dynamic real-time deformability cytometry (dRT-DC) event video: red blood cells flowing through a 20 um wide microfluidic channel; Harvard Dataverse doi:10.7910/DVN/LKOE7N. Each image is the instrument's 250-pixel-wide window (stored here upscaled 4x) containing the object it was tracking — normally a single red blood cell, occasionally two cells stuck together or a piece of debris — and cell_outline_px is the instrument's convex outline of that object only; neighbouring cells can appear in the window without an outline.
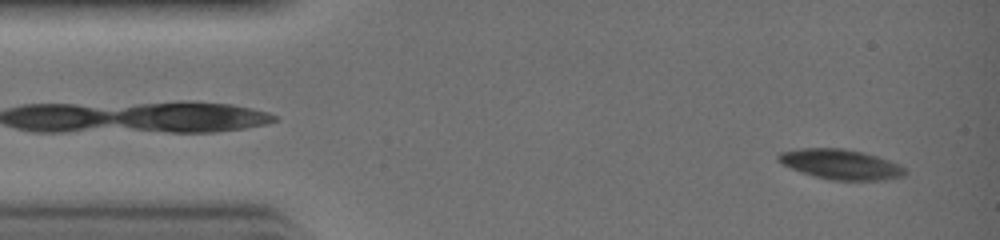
{"species": "common noctule bat (a hibernating species)", "species_latin": "Nyctalus noctula", "temperature_condition": "warm", "stored_images_in_passage": 22, "camera_frame_rate_fps": 3000, "um_per_image_px": 0.085, "animal": {"sex": "female", "body_mass_g": 19.0, "forearm_length_mm": 51.5}, "frame": {"image": 1, "passage_image": 1, "time_ms": 0.0, "image_size_px": [1000, 240], "cell_outline_px": [[904, 172], [900, 176], [876, 180], [836, 180], [816, 176], [792, 168], [784, 164], [776, 156], [780, 152], [800, 148], [844, 148], [864, 152], [900, 164], [904, 168]], "centroid_in_image_um": [71.44, 13.94], "position_along_channel_um": 13.6, "area_um2": 21.56}}
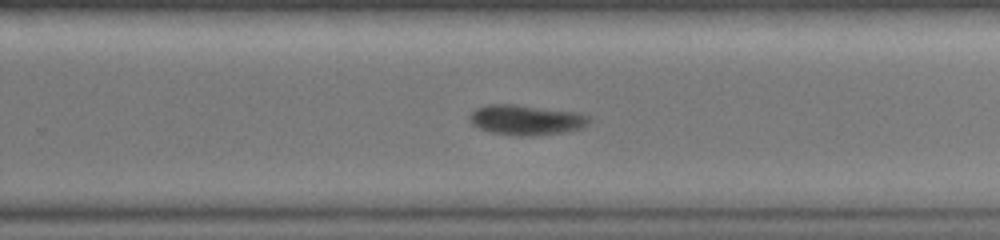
{"frame": {"image": 2, "passage_image": 19, "time_ms": 6.0, "image_size_px": [1000, 240], "cell_outline_px": [[592, 120], [588, 124], [580, 128], [564, 132], [532, 136], [520, 136], [492, 132], [480, 128], [472, 124], [468, 120], [468, 116], [476, 108], [484, 104], [516, 104], [580, 112], [592, 116]], "centroid_in_image_um": [44.75, 10.17], "position_along_channel_um": 285.0, "area_um2": 21.33}}
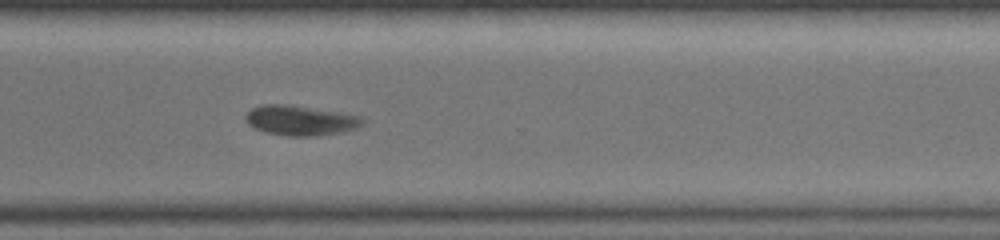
{"frame": {"image": 3, "passage_image": 22, "time_ms": 7.0, "image_size_px": [1000, 240], "cell_outline_px": [[364, 124], [356, 128], [340, 132], [316, 136], [288, 136], [268, 132], [256, 128], [248, 124], [244, 116], [252, 108], [260, 104], [292, 104], [364, 116]], "centroid_in_image_um": [25.57, 10.21], "position_along_channel_um": 345.0, "area_um2": 20.58}}